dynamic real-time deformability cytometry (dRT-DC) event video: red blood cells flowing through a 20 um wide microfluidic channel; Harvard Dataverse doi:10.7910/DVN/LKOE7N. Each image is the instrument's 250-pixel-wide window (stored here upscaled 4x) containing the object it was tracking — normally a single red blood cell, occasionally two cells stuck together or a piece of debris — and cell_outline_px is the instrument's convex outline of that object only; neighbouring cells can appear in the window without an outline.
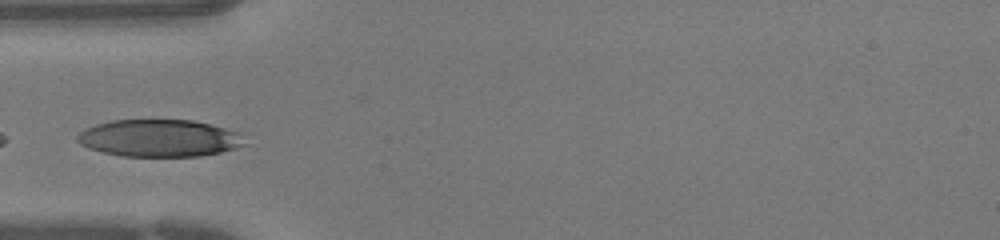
{"species": "human", "species_latin": "Homo sapiens", "temperature_condition": "warm", "stored_images_in_passage": 4, "camera_frame_rate_fps": 3000, "um_per_image_px": 0.085, "donor": {"sex": "female"}, "frame": {"image": 1, "passage_image": 2, "time_ms": 0.333, "image_size_px": [1000, 240], "cell_outline_px": [[248, 144], [236, 148], [220, 152], [200, 156], [120, 156], [88, 148], [80, 144], [76, 140], [76, 136], [84, 128], [96, 124], [112, 120], [192, 120], [240, 132]], "centroid_in_image_um": [13.54, 11.74], "position_along_channel_um": 71.5, "area_um2": 36.41}}